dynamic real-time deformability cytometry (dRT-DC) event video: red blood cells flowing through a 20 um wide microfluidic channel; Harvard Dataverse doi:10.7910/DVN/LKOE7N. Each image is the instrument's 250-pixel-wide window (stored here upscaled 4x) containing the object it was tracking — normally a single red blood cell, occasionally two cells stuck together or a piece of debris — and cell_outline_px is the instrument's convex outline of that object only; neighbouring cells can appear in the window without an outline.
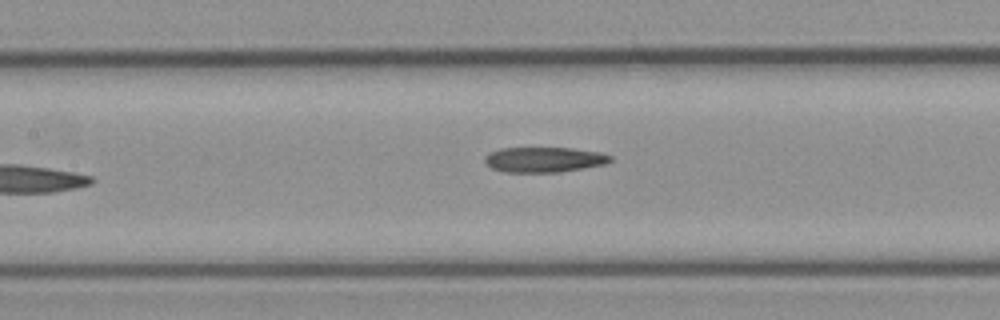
{"species": "common noctule bat (a hibernating species)", "species_latin": "Nyctalus noctula", "temperature_condition": "cold", "stored_images_in_passage": 8, "segment_of_instrument_passage": [1, 2], "camera_frame_rate_fps": 3000, "um_per_image_px": 0.085, "animal": {"sex": "female", "body_mass_g": 21.9}, "frame": {"image": 1, "passage_image": 7, "time_ms": 2.0, "image_size_px": [1000, 320], "cell_outline_px": [[612, 160], [604, 164], [584, 168], [560, 172], [504, 172], [492, 168], [484, 164], [484, 156], [488, 152], [500, 148], [572, 148], [600, 152], [612, 156]], "centroid_in_image_um": [46.2, 13.56], "position_along_channel_um": 161.2, "area_um2": 18.61}}